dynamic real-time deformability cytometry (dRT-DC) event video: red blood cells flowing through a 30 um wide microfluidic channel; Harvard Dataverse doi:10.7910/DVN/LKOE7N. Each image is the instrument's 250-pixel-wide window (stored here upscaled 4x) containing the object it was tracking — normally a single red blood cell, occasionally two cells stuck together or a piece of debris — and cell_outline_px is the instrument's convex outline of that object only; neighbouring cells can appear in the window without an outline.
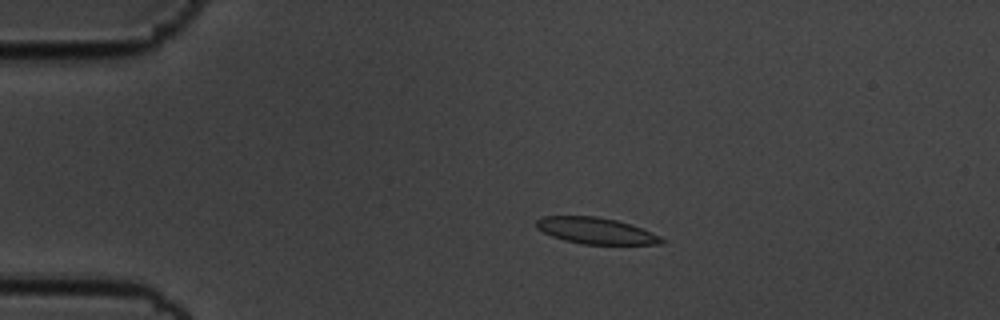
{"species": "common noctule bat (a hibernating species)", "species_latin": "Nyctalus noctula", "temperature_condition": "cold", "stored_images_in_passage": 51, "camera_frame_rate_fps": 3000, "um_per_image_px": 0.085, "animal": {"sex": "male", "body_mass_g": 19.5, "forearm_length_mm": 54.6}, "frame": {"image": 1, "passage_image": 11, "time_ms": 3.333, "image_size_px": [1000, 320], "cell_outline_px": [[668, 240], [664, 244], [584, 244], [564, 240], [552, 236], [536, 228], [536, 220], [540, 216], [596, 216], [616, 220], [652, 232]], "centroid_in_image_um": [50.66, 19.61], "position_along_channel_um": 34.3, "area_um2": 19.19}}
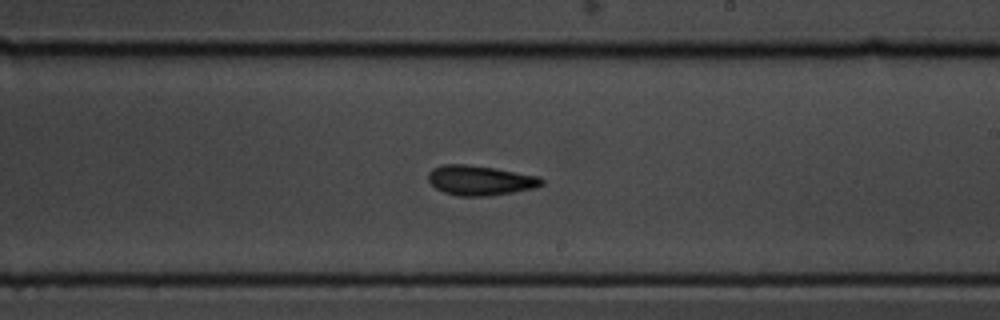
{"frame": {"image": 2, "passage_image": 33, "time_ms": 10.667, "image_size_px": [1000, 320], "cell_outline_px": [[544, 184], [536, 188], [492, 196], [456, 196], [444, 192], [436, 188], [428, 180], [428, 172], [432, 168], [444, 164], [464, 164], [496, 168], [540, 176], [544, 180]], "centroid_in_image_um": [40.84, 15.33], "position_along_channel_um": 248.2, "area_um2": 20.0}}
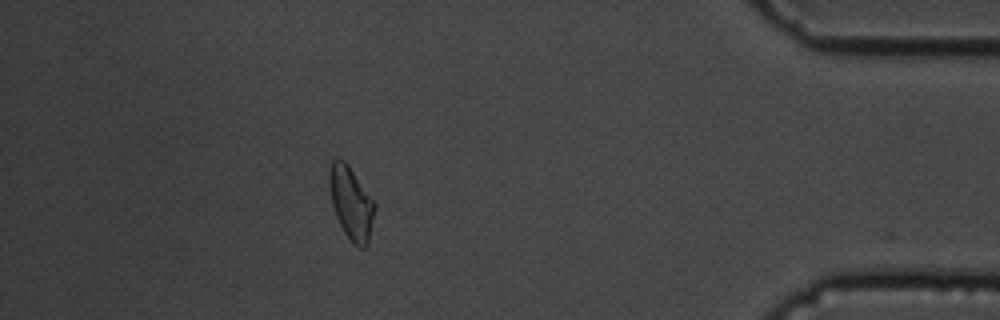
{"frame": {"image": 3, "passage_image": 50, "time_ms": 16.333, "image_size_px": [1000, 320], "cell_outline_px": [[376, 208], [368, 244], [364, 248], [360, 248], [352, 244], [344, 232], [336, 216], [332, 204], [328, 180], [328, 172], [332, 160], [344, 160], [348, 164], [376, 200]], "centroid_in_image_um": [29.88, 17.26], "position_along_channel_um": 405.3, "area_um2": 19.71}, "authors_computed_cell_mechanics": {"area_um2": 19.652, "velocity_mm_per_s": 3.5314, "shape_relaxation_time_tau1_ms": 2.657, "shape_relaxation_time_tau2_ms": 2.804, "deformation_change_tau1": 0.099, "deformation_change_tau2": 0.0936}}